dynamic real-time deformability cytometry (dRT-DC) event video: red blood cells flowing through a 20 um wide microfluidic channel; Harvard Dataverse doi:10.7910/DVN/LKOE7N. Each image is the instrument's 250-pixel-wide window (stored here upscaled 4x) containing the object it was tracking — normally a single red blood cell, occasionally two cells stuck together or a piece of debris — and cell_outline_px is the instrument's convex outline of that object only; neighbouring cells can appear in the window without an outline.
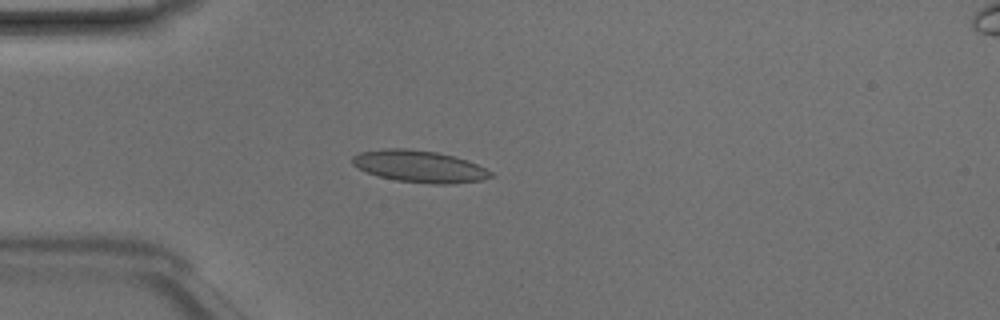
{"species": "Egyptian fruit bat (a non-hibernating species)", "species_latin": "Rousettus aegyptiacus", "temperature_condition": "room temperature", "stored_images_in_passage": 36, "camera_frame_rate_fps": 3000, "um_per_image_px": 0.085, "animal": {"sex": "male"}, "frame": {"image": 1, "passage_image": 1, "time_ms": 0.0, "image_size_px": [1000, 320], "cell_outline_px": [[492, 176], [480, 180], [452, 184], [432, 184], [396, 180], [376, 176], [352, 164], [352, 156], [360, 152], [384, 148], [404, 148], [436, 152], [468, 160], [492, 172]], "centroid_in_image_um": [35.62, 14.14], "position_along_channel_um": 49.4, "area_um2": 25.55}}
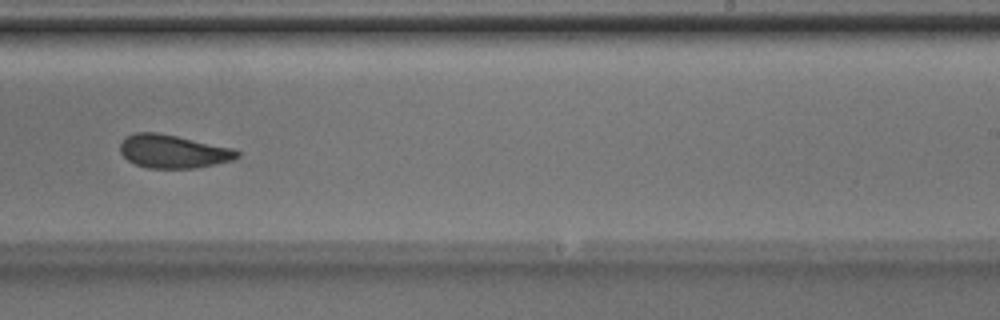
{"frame": {"image": 2, "passage_image": 18, "time_ms": 5.667, "image_size_px": [1000, 320], "cell_outline_px": [[240, 156], [232, 160], [196, 168], [148, 168], [136, 164], [128, 160], [120, 152], [120, 140], [124, 136], [136, 132], [156, 132], [176, 136], [232, 148], [240, 152]], "centroid_in_image_um": [14.67, 12.86], "position_along_channel_um": 274.3, "area_um2": 22.66}}
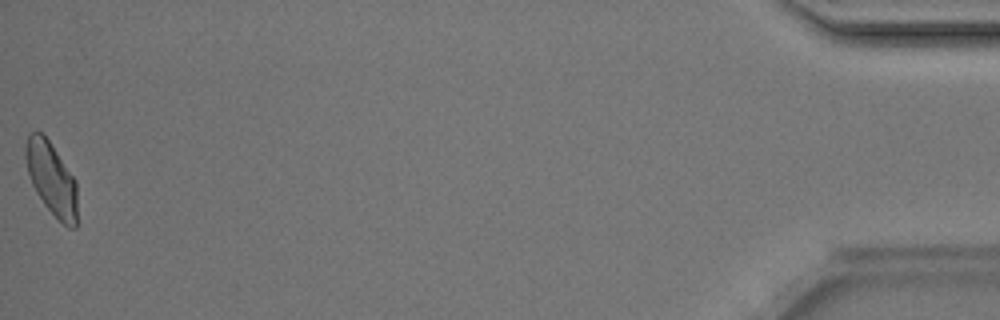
{"frame": {"image": 3, "passage_image": 36, "time_ms": 11.667, "image_size_px": [1000, 320], "cell_outline_px": [[76, 228], [68, 228], [44, 204], [36, 192], [32, 184], [28, 172], [24, 156], [24, 148], [28, 132], [36, 128], [48, 140], [76, 180]], "centroid_in_image_um": [4.34, 15.13], "position_along_channel_um": 430.9, "area_um2": 21.85}, "authors_computed_cell_mechanics": {"area_um2": 23.0622, "velocity_mm_per_s": 4.2081, "shape_relaxation_time_tau1_ms": 5.9187, "shape_relaxation_time_tau2_ms": 1.543, "deformation_change_tau1": 0.1203, "deformation_change_tau2": 0.0734}}